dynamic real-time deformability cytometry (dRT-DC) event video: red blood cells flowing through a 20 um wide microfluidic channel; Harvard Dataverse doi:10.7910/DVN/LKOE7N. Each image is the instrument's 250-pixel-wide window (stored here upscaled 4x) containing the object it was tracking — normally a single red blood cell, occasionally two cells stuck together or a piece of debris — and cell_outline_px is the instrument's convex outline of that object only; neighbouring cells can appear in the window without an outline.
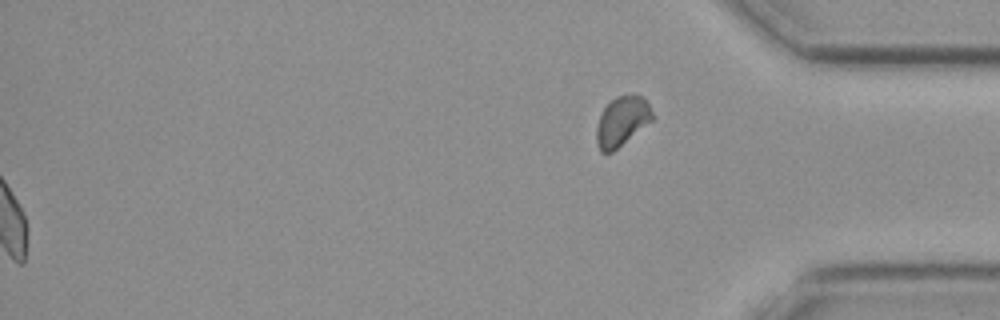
{"species": "common noctule bat (a hibernating species)", "species_latin": "Nyctalus noctula", "temperature_condition": "cold", "stored_images_in_passage": 58, "segment_of_instrument_passage": [2, 2], "camera_frame_rate_fps": 3000, "um_per_image_px": 0.085, "animal": {"sex": "female", "body_mass_g": 19.3, "forearm_length_mm": 54.1}, "frame": {"image": 1, "passage_image": 58, "time_ms": 19.0, "image_size_px": [1000, 320], "cell_outline_px": [[652, 120], [612, 152], [600, 152], [596, 144], [596, 128], [600, 116], [604, 108], [616, 96], [632, 92], [640, 96], [648, 104], [652, 112]], "centroid_in_image_um": [52.83, 10.29], "position_along_channel_um": 382.4, "area_um2": 15.95}}